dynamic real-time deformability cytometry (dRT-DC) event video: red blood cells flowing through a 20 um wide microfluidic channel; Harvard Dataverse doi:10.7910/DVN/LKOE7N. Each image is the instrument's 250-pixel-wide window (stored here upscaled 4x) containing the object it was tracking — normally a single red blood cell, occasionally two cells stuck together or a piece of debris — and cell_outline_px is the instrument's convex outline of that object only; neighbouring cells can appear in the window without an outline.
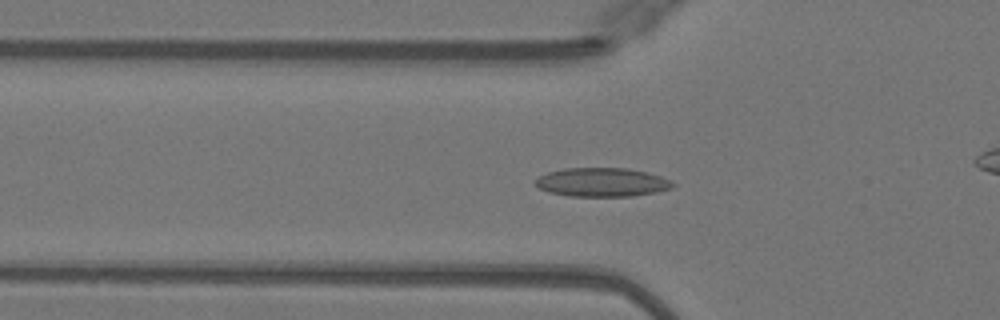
{"species": "Egyptian fruit bat (a non-hibernating species)", "species_latin": "Rousettus aegyptiacus", "temperature_condition": "warm", "stored_images_in_passage": 51, "camera_frame_rate_fps": 3000, "um_per_image_px": 0.085, "animal": {"sex": "female"}, "frame": {"image": 1, "passage_image": 17, "time_ms": 5.333, "image_size_px": [1000, 320], "cell_outline_px": [[676, 184], [672, 188], [656, 192], [632, 196], [572, 196], [548, 192], [540, 188], [536, 184], [536, 180], [540, 176], [548, 172], [564, 168], [628, 168], [660, 176], [672, 180]], "centroid_in_image_um": [51.2, 15.49], "position_along_channel_um": 74.6, "area_um2": 22.95}}
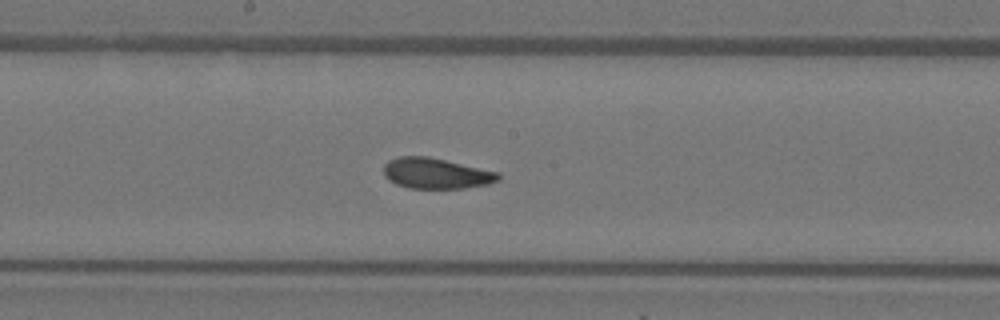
{"frame": {"image": 2, "passage_image": 27, "time_ms": 8.667, "image_size_px": [1000, 320], "cell_outline_px": [[500, 180], [488, 184], [464, 188], [408, 188], [396, 184], [388, 180], [384, 176], [384, 164], [388, 160], [400, 156], [428, 156], [500, 172]], "centroid_in_image_um": [37.06, 14.73], "position_along_channel_um": 211.1, "area_um2": 20.63}}
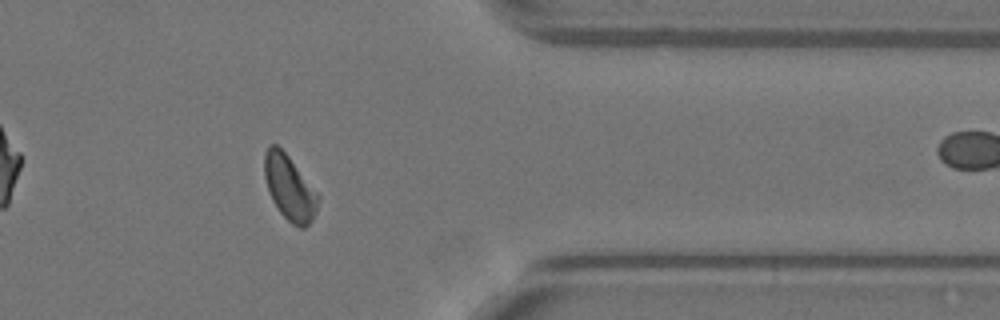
{"frame": {"image": 3, "passage_image": 41, "time_ms": 13.333, "image_size_px": [1000, 320], "cell_outline_px": [[320, 196], [316, 212], [312, 220], [304, 228], [300, 228], [292, 224], [280, 212], [272, 200], [268, 192], [264, 176], [264, 152], [268, 144], [276, 144], [288, 156]], "centroid_in_image_um": [24.59, 15.96], "position_along_channel_um": 386.8, "area_um2": 20.23}, "authors_computed_cell_mechanics": {"area_um2": 20.9236, "velocity_mm_per_s": 4.0592, "shape_relaxation_time_tau1_ms": 8.3156, "shape_relaxation_time_tau2_ms": 1.2552, "deformation_change_tau1": 0.201, "deformation_change_tau2": 0.0678}}